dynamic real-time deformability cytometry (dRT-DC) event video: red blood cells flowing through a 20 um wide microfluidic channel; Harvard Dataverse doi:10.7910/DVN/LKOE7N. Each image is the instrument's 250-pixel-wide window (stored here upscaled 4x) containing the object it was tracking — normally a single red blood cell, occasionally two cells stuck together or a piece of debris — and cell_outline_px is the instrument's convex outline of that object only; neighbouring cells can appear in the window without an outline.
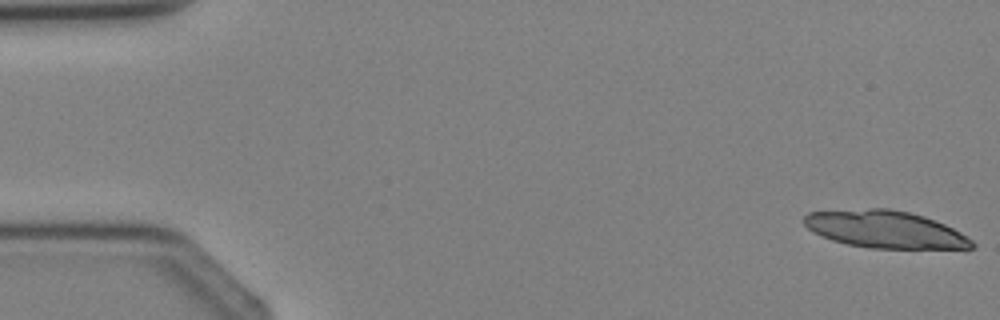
{"species": "Egyptian fruit bat (a non-hibernating species)", "species_latin": "Rousettus aegyptiacus", "temperature_condition": "cold", "stored_images_in_passage": 4, "camera_frame_rate_fps": 3000, "um_per_image_px": 0.085, "animal": {"sex": "female"}, "frame": {"image": 1, "passage_image": 1, "time_ms": 0.0, "image_size_px": [1000, 320], "cell_outline_px": [[976, 248], [868, 248], [848, 244], [832, 240], [808, 228], [804, 224], [804, 216], [808, 212], [872, 208], [888, 208], [908, 212], [924, 216], [944, 224], [960, 232], [972, 240], [976, 244]], "centroid_in_image_um": [75.25, 19.49], "position_along_channel_um": 9.7, "area_um2": 36.13}}